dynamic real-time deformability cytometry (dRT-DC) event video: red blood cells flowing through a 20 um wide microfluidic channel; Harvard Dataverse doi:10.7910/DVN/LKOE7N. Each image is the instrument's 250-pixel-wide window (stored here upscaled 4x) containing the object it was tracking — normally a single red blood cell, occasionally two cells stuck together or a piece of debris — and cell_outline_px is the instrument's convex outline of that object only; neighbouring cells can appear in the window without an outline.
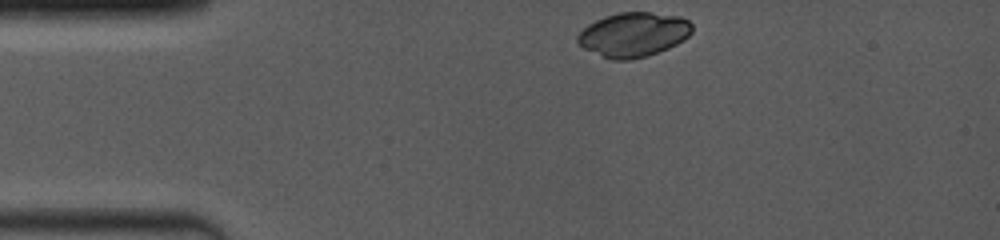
{"species": "common noctule bat (a hibernating species)", "species_latin": "Nyctalus noctula", "temperature_condition": "room temperature", "stored_images_in_passage": 11, "camera_frame_rate_fps": 4000, "um_per_image_px": 0.085, "animal": {"sex": "female", "body_mass_g": 19.0, "forearm_length_mm": 53.3}, "frame": {"image": 1, "passage_image": 1, "time_ms": 0.0, "image_size_px": [1000, 240], "cell_outline_px": [[692, 32], [684, 40], [668, 48], [648, 56], [628, 60], [612, 60], [584, 48], [576, 40], [576, 36], [588, 24], [604, 16], [620, 12], [652, 12], [680, 16], [688, 20], [692, 24]], "centroid_in_image_um": [53.86, 2.93], "position_along_channel_um": 31.1, "area_um2": 29.65}}